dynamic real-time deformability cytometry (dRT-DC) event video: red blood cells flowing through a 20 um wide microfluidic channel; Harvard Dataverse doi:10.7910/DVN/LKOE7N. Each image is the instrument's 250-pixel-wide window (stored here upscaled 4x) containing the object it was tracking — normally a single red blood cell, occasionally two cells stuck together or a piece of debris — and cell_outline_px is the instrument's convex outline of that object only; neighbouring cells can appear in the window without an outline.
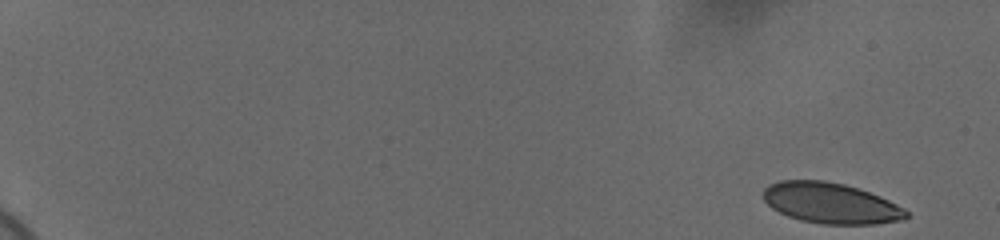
{"species": "human", "species_latin": "Homo sapiens", "temperature_condition": "cold", "stored_images_in_passage": 56, "camera_frame_rate_fps": 3000, "um_per_image_px": 0.085, "donor": {"sex": "female"}, "frame": {"image": 1, "passage_image": 1, "time_ms": 0.0, "image_size_px": [1000, 240], "cell_outline_px": [[908, 216], [904, 220], [876, 224], [824, 224], [800, 220], [788, 216], [772, 208], [764, 200], [764, 188], [768, 184], [780, 180], [824, 180], [844, 184], [880, 196], [904, 208], [908, 212]], "centroid_in_image_um": [70.61, 17.27], "position_along_channel_um": 14.4, "area_um2": 33.87}}
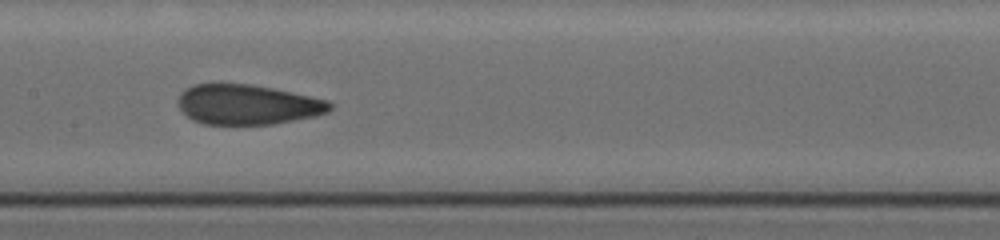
{"frame": {"image": 2, "passage_image": 31, "time_ms": 10.0, "image_size_px": [1000, 240], "cell_outline_px": [[332, 108], [328, 112], [316, 116], [272, 124], [204, 124], [192, 120], [180, 108], [180, 96], [188, 88], [196, 84], [252, 84], [272, 88], [328, 100], [332, 104]], "centroid_in_image_um": [21.09, 8.9], "position_along_channel_um": 186.3, "area_um2": 34.91}}
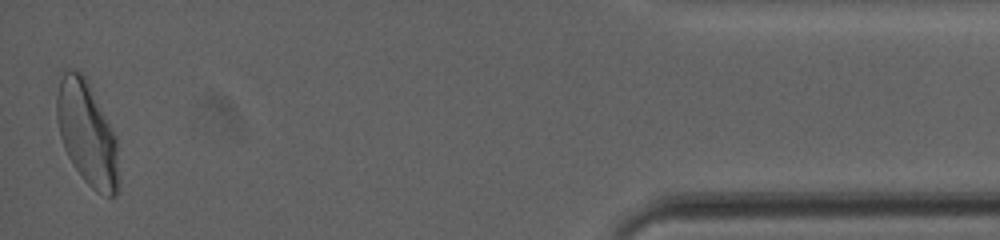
{"frame": {"image": 3, "passage_image": 56, "time_ms": 18.333, "image_size_px": [1000, 240], "cell_outline_px": [[120, 188], [116, 196], [108, 196], [96, 192], [84, 180], [72, 164], [64, 148], [60, 136], [56, 120], [56, 96], [60, 80], [64, 72], [68, 68], [72, 68], [80, 72], [84, 76], [116, 136], [120, 180]], "centroid_in_image_um": [7.41, 11.4], "position_along_channel_um": 427.8, "area_um2": 37.57}, "authors_computed_cell_mechanics": {"area_um2": 35.6915, "velocity_mm_per_s": 3.6597, "shape_relaxation_time_tau1_ms": 6.9155, "shape_relaxation_time_tau2_ms": 0.7177, "deformation_change_tau1": 0.1721, "deformation_change_tau2": 0.072}}